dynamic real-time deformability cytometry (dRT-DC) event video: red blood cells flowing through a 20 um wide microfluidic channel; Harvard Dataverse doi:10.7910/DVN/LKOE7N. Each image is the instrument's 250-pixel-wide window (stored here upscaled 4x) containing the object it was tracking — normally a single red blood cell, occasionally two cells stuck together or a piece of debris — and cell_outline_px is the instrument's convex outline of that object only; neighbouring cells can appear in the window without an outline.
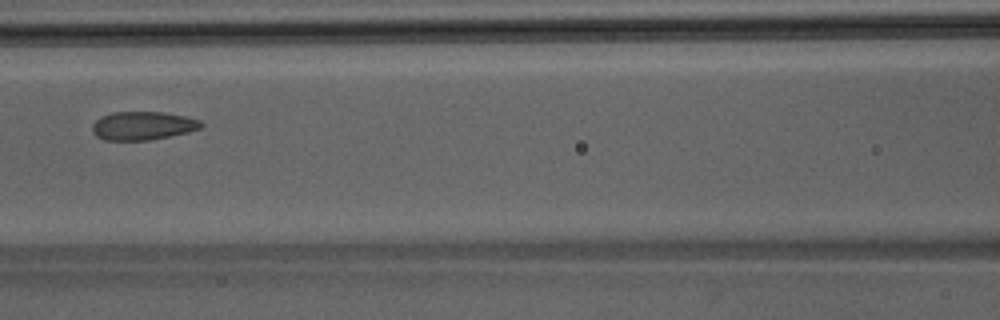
{"species": "Egyptian fruit bat (a non-hibernating species)", "species_latin": "Rousettus aegyptiacus", "temperature_condition": "room temperature", "stored_images_in_passage": 33, "camera_frame_rate_fps": 3000, "um_per_image_px": 0.085, "animal": {"sex": "male"}, "frame": {"image": 1, "passage_image": 7, "time_ms": 2.0, "image_size_px": [1000, 320], "cell_outline_px": [[204, 124], [200, 128], [188, 132], [148, 140], [104, 140], [96, 136], [92, 132], [92, 124], [100, 116], [112, 112], [164, 112], [184, 116], [200, 120]], "centroid_in_image_um": [12.1, 10.68], "position_along_channel_um": 154.5, "area_um2": 18.03}}
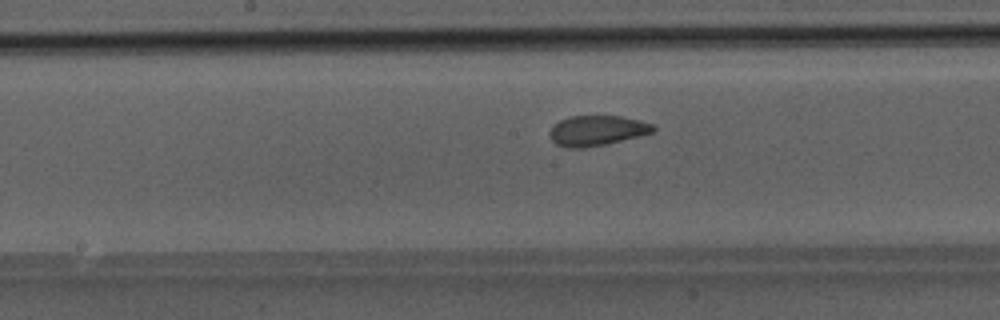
{"frame": {"image": 2, "passage_image": 10, "time_ms": 3.0, "image_size_px": [1000, 320], "cell_outline_px": [[656, 128], [652, 132], [604, 144], [584, 148], [564, 148], [556, 144], [552, 140], [548, 132], [560, 120], [572, 116], [620, 116], [640, 120], [652, 124]], "centroid_in_image_um": [50.7, 11.1], "position_along_channel_um": 197.5, "area_um2": 17.92}}
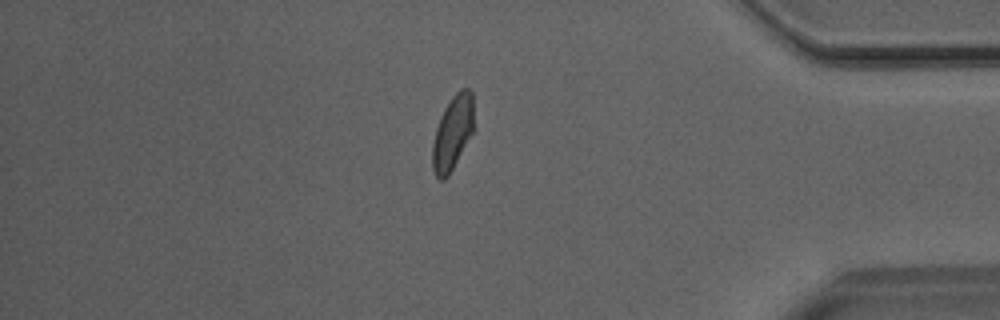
{"frame": {"image": 3, "passage_image": 26, "time_ms": 8.333, "image_size_px": [1000, 320], "cell_outline_px": [[472, 132], [448, 176], [444, 180], [440, 180], [436, 176], [432, 168], [432, 144], [436, 128], [440, 116], [444, 108], [452, 96], [460, 88], [468, 88], [472, 92]], "centroid_in_image_um": [38.43, 11.28], "position_along_channel_um": 396.8, "area_um2": 17.57}}